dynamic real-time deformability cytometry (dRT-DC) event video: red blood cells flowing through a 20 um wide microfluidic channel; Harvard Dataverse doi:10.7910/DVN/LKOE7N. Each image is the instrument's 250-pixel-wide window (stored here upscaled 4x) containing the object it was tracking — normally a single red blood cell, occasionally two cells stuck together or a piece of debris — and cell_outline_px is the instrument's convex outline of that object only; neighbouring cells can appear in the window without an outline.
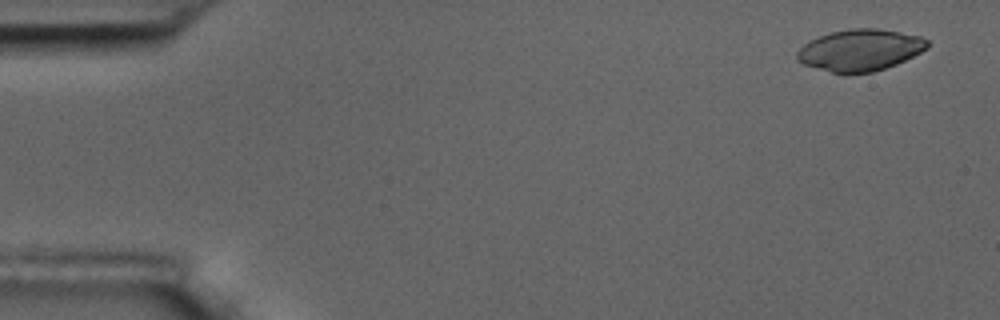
{"species": "common noctule bat (a hibernating species)", "species_latin": "Nyctalus noctula", "temperature_condition": "room temperature", "stored_images_in_passage": 6, "camera_frame_rate_fps": 3000, "um_per_image_px": 0.085, "animal": {"sex": "male", "body_mass_g": 17.5, "forearm_length_mm": 52.3}, "frame": {"image": 1, "passage_image": 1, "time_ms": 0.0, "image_size_px": [1000, 320], "cell_outline_px": [[928, 48], [896, 64], [872, 72], [832, 72], [804, 64], [796, 60], [796, 52], [804, 44], [820, 36], [832, 32], [852, 28], [876, 28], [900, 32], [920, 36], [928, 40]], "centroid_in_image_um": [73.11, 4.24], "position_along_channel_um": 11.9, "area_um2": 31.04}}